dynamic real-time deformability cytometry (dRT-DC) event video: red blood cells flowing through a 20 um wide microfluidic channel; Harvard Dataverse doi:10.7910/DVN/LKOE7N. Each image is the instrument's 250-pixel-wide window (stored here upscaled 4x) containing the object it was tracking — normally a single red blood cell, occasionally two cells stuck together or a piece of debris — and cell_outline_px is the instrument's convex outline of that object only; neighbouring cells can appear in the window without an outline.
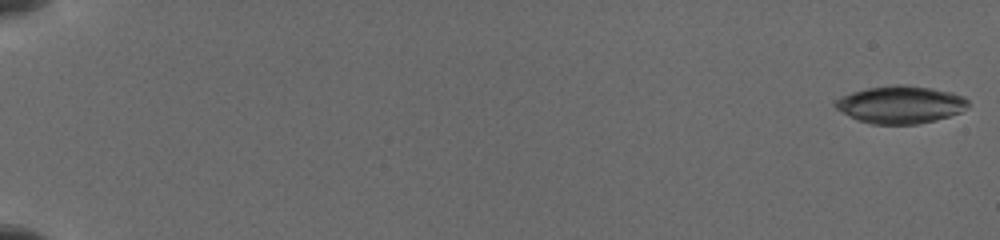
{"species": "common noctule bat (a hibernating species)", "species_latin": "Nyctalus noctula", "temperature_condition": "cold", "stored_images_in_passage": 32, "camera_frame_rate_fps": 3000, "um_per_image_px": 0.085, "animal": {"sex": "female", "body_mass_g": 19.5, "forearm_length_mm": 54.1}, "frame": {"image": 1, "passage_image": 1, "time_ms": 0.0, "image_size_px": [1000, 240], "cell_outline_px": [[968, 104], [960, 112], [948, 116], [916, 124], [872, 124], [860, 120], [836, 108], [832, 104], [836, 100], [852, 92], [868, 88], [896, 84], [904, 84], [952, 92], [964, 96], [968, 100]], "centroid_in_image_um": [76.55, 8.88], "position_along_channel_um": 8.4, "area_um2": 28.5}}
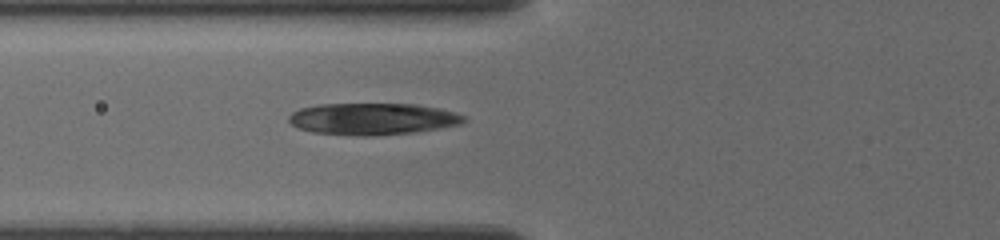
{"frame": {"image": 2, "passage_image": 23, "time_ms": 7.333, "image_size_px": [1000, 240], "cell_outline_px": [[464, 120], [456, 124], [436, 128], [412, 132], [372, 136], [360, 136], [312, 132], [300, 128], [292, 124], [288, 120], [288, 116], [292, 112], [300, 108], [316, 104], [416, 104], [440, 108], [464, 116]], "centroid_in_image_um": [31.58, 10.1], "position_along_channel_um": 94.2, "area_um2": 32.02}}
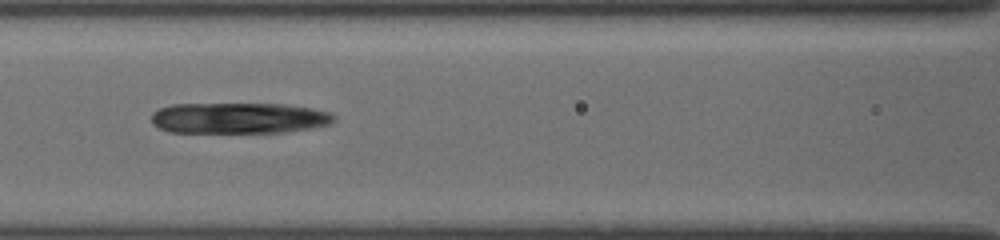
{"frame": {"image": 3, "passage_image": 27, "time_ms": 8.667, "image_size_px": [1000, 240], "cell_outline_px": [[336, 116], [328, 124], [312, 128], [284, 132], [168, 132], [152, 124], [152, 112], [160, 108], [172, 104], [284, 104], [312, 108], [328, 112]], "centroid_in_image_um": [20.27, 10.03], "position_along_channel_um": 146.3, "area_um2": 32.77}}